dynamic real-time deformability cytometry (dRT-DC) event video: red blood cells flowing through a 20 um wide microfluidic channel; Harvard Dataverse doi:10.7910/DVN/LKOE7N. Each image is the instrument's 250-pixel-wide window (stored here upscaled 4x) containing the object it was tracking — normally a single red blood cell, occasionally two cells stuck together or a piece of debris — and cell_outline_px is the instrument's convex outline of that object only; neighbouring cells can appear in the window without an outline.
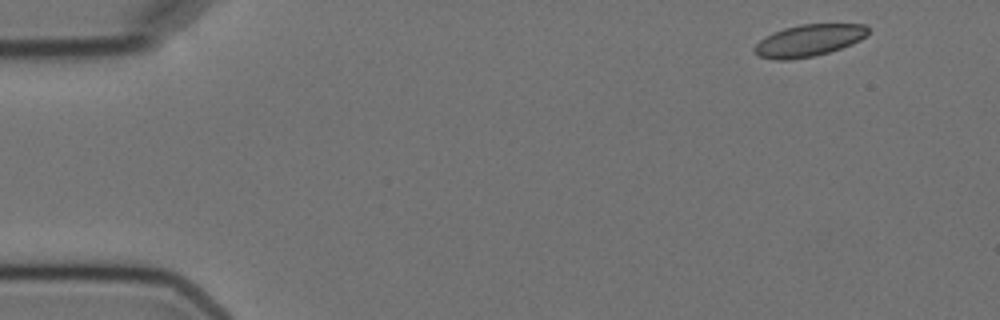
{"species": "Egyptian fruit bat (a non-hibernating species)", "species_latin": "Rousettus aegyptiacus", "temperature_condition": "cold", "stored_images_in_passage": 6, "camera_frame_rate_fps": 3000, "um_per_image_px": 0.085, "animal": {"sex": "female"}, "frame": {"image": 1, "passage_image": 1, "time_ms": 0.0, "image_size_px": [1000, 320], "cell_outline_px": [[868, 36], [852, 44], [828, 52], [812, 56], [788, 60], [776, 60], [760, 56], [752, 52], [752, 48], [764, 36], [784, 28], [800, 24], [864, 24], [868, 28]], "centroid_in_image_um": [68.73, 3.43], "position_along_channel_um": 16.3, "area_um2": 21.15}}
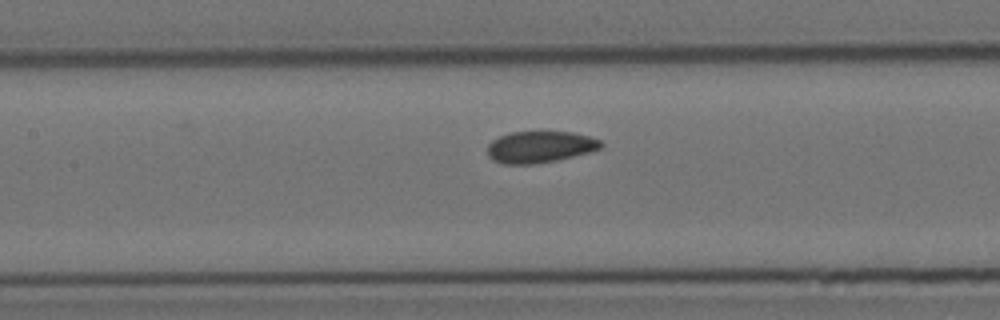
{"frame": {"image": 2, "passage_image": 6, "time_ms": 7.0, "image_size_px": [1000, 320], "cell_outline_px": [[604, 144], [600, 148], [588, 152], [556, 160], [532, 164], [504, 164], [492, 160], [488, 156], [488, 144], [492, 140], [500, 136], [512, 132], [572, 132], [588, 136], [600, 140]], "centroid_in_image_um": [45.87, 12.49], "position_along_channel_um": 161.5, "area_um2": 20.69}}